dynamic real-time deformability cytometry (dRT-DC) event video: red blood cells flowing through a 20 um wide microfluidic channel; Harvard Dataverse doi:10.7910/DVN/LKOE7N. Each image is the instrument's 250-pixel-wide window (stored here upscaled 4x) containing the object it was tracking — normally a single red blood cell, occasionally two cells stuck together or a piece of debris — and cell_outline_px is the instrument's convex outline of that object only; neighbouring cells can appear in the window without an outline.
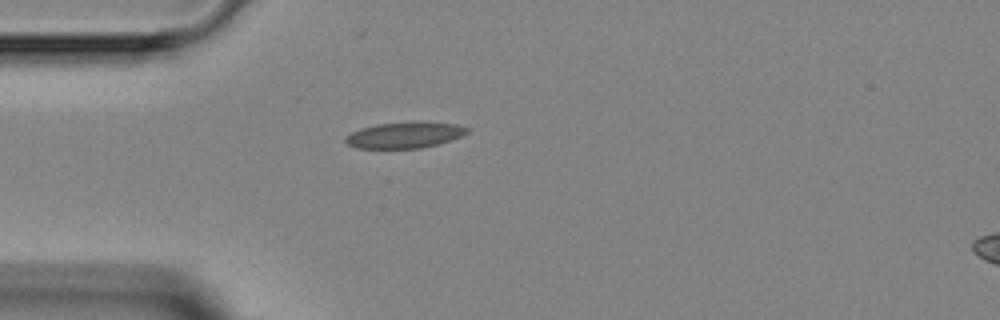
{"species": "Egyptian fruit bat (a non-hibernating species)", "species_latin": "Rousettus aegyptiacus", "temperature_condition": "room temperature", "stored_images_in_passage": 2, "segment_of_instrument_passage": [1, 2], "camera_frame_rate_fps": 3000, "um_per_image_px": 0.085, "animal": {"sex": "female"}, "frame": {"image": 1, "passage_image": 1, "time_ms": 0.0, "image_size_px": [1000, 320], "cell_outline_px": [[468, 132], [452, 140], [420, 148], [356, 148], [348, 144], [344, 140], [344, 136], [360, 128], [376, 124], [412, 120], [424, 120], [456, 124], [468, 128]], "centroid_in_image_um": [34.39, 11.44], "position_along_channel_um": 50.6, "area_um2": 18.9}}